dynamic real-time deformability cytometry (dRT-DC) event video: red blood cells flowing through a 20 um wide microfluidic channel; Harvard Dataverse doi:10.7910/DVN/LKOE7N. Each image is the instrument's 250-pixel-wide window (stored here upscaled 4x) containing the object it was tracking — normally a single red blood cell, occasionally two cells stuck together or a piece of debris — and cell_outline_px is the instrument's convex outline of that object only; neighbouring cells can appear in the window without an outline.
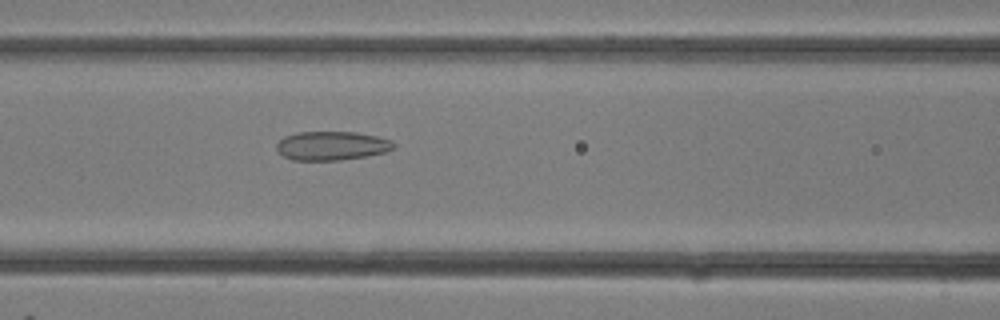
{"species": "common noctule bat (a hibernating species)", "species_latin": "Nyctalus noctula", "temperature_condition": "room temperature", "stored_images_in_passage": 16, "camera_frame_rate_fps": 3000, "um_per_image_px": 0.085, "animal": {"sex": "female"}, "frame": {"image": 1, "passage_image": 14, "time_ms": 4.333, "image_size_px": [1000, 320], "cell_outline_px": [[396, 144], [388, 152], [340, 160], [292, 160], [284, 156], [276, 148], [276, 144], [284, 136], [296, 132], [356, 132], [376, 136], [392, 140]], "centroid_in_image_um": [28.2, 12.38], "position_along_channel_um": 138.4, "area_um2": 19.71}}
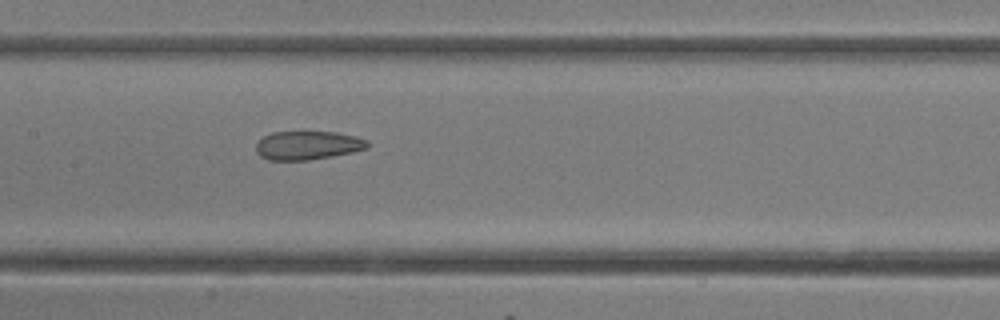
{"frame": {"image": 2, "passage_image": 16, "time_ms": 5.0, "image_size_px": [1000, 320], "cell_outline_px": [[368, 148], [352, 152], [332, 156], [308, 160], [268, 160], [260, 156], [256, 152], [256, 144], [264, 136], [272, 132], [336, 132], [368, 140]], "centroid_in_image_um": [26.13, 12.36], "position_along_channel_um": 181.3, "area_um2": 18.5}}